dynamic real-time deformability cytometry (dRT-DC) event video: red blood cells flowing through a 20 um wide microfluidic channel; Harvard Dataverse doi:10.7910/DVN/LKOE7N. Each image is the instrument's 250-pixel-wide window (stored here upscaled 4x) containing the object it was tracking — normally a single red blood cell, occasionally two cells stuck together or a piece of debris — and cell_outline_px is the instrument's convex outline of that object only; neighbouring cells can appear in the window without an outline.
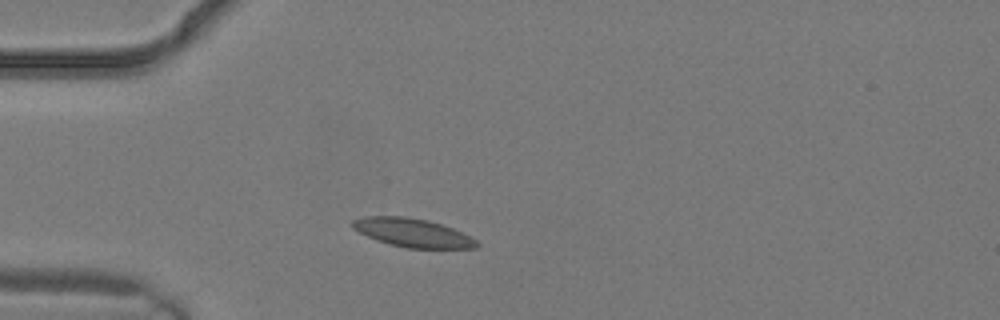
{"species": "common noctule bat (a hibernating species)", "species_latin": "Nyctalus noctula", "temperature_condition": "warm", "stored_images_in_passage": 1, "camera_frame_rate_fps": 3000, "um_per_image_px": 0.085, "animal": {"sex": "male", "body_mass_g": 19.2, "forearm_length_mm": 51.8}, "frame": {"image": 1, "passage_image": 1, "time_ms": 0.0, "image_size_px": [1000, 320], "cell_outline_px": [[480, 244], [476, 248], [408, 248], [388, 244], [376, 240], [352, 228], [352, 220], [364, 216], [408, 216], [428, 220], [452, 228], [476, 240]], "centroid_in_image_um": [35.04, 19.78], "position_along_channel_um": 50.0, "area_um2": 20.58}}